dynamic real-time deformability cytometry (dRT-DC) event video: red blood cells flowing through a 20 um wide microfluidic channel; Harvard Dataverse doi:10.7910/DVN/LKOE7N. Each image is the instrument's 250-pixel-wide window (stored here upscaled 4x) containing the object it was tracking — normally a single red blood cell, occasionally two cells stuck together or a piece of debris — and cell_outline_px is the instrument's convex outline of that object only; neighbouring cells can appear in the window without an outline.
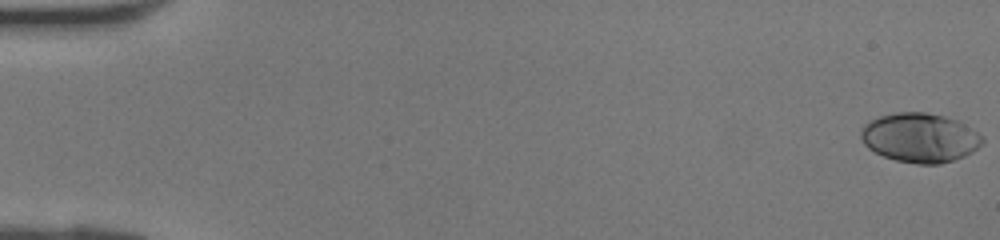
{"species": "human", "species_latin": "Homo sapiens", "temperature_condition": "room temperature", "stored_images_in_passage": 42, "camera_frame_rate_fps": 3000, "um_per_image_px": 0.085, "donor": {"sex": "female"}, "frame": {"image": 1, "passage_image": 1, "time_ms": 0.0, "image_size_px": [1000, 240], "cell_outline_px": [[984, 140], [972, 152], [964, 156], [940, 164], [916, 164], [896, 160], [884, 156], [868, 148], [864, 144], [860, 136], [860, 128], [868, 120], [880, 116], [896, 112], [928, 112], [960, 120], [984, 136]], "centroid_in_image_um": [78.19, 11.69], "position_along_channel_um": 6.8, "area_um2": 35.2}}
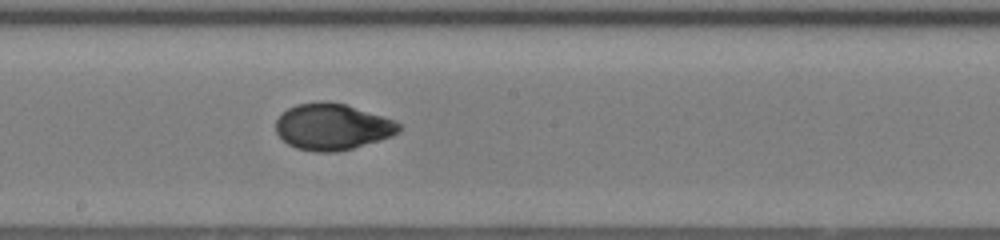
{"frame": {"image": 2, "passage_image": 24, "time_ms": 7.667, "image_size_px": [1000, 240], "cell_outline_px": [[400, 132], [392, 136], [380, 140], [352, 148], [336, 152], [316, 152], [296, 148], [288, 144], [276, 132], [276, 120], [288, 108], [296, 104], [320, 100], [344, 104], [392, 120], [400, 124]], "centroid_in_image_um": [28.22, 10.78], "position_along_channel_um": 220.0, "area_um2": 32.95}}
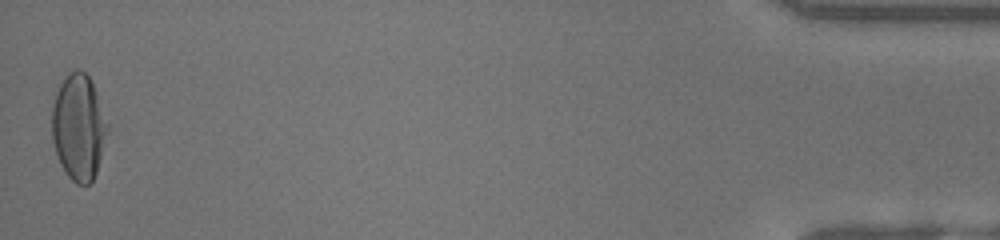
{"frame": {"image": 3, "passage_image": 42, "time_ms": 13.667, "image_size_px": [1000, 240], "cell_outline_px": [[108, 128], [96, 172], [92, 180], [88, 184], [76, 184], [68, 176], [60, 164], [52, 140], [52, 104], [56, 92], [60, 84], [68, 72], [76, 68], [84, 72], [88, 76], [96, 92], [108, 124]], "centroid_in_image_um": [6.66, 10.79], "position_along_channel_um": 428.5, "area_um2": 33.99}}